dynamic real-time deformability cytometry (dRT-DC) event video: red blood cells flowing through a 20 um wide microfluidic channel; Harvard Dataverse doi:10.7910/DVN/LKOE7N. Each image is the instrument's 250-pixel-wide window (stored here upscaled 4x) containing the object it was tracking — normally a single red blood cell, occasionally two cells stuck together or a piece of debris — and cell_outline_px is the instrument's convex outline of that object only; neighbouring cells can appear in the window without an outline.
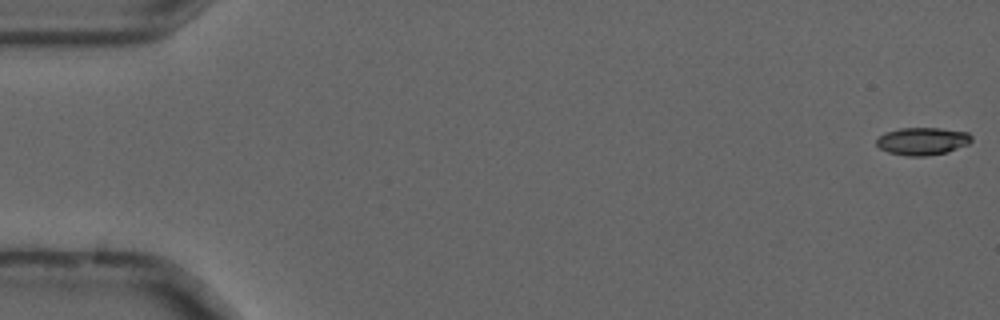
{"species": "common noctule bat (a hibernating species)", "species_latin": "Nyctalus noctula", "temperature_condition": "cold", "stored_images_in_passage": 5, "camera_frame_rate_fps": 3000, "um_per_image_px": 0.085, "animal": {"sex": "male", "forearm_length_mm": 52.5}, "frame": {"image": 1, "passage_image": 1, "time_ms": 0.0, "image_size_px": [1000, 320], "cell_outline_px": [[972, 140], [968, 144], [948, 152], [924, 156], [908, 156], [888, 152], [880, 148], [876, 144], [876, 140], [884, 132], [900, 128], [940, 128], [968, 132], [972, 136]], "centroid_in_image_um": [78.41, 11.99], "position_along_channel_um": 6.6, "area_um2": 15.32}}